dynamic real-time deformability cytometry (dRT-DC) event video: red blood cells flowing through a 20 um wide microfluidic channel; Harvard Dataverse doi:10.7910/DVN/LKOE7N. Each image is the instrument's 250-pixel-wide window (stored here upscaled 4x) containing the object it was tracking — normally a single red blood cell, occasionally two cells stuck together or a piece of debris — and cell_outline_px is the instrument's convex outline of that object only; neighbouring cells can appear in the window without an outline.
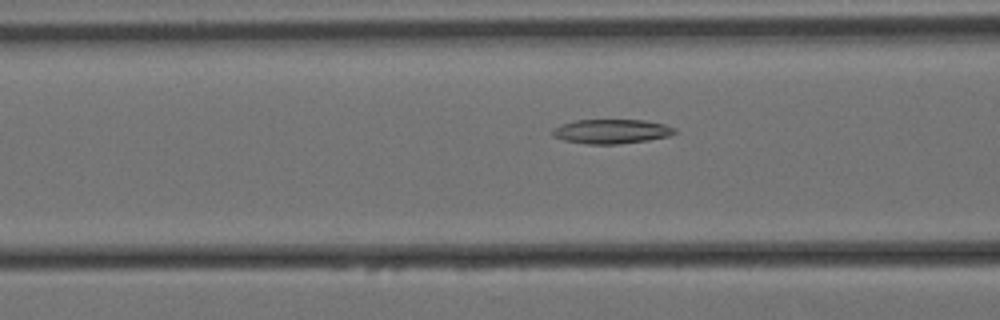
{"species": "Egyptian fruit bat (a non-hibernating species)", "species_latin": "Rousettus aegyptiacus", "temperature_condition": "cold", "stored_images_in_passage": 35, "camera_frame_rate_fps": 3000, "um_per_image_px": 0.085, "animal": {"sex": "female"}, "frame": {"image": 1, "passage_image": 10, "time_ms": 3.0, "image_size_px": [1000, 320], "cell_outline_px": [[676, 132], [668, 136], [648, 140], [616, 144], [588, 144], [564, 140], [552, 136], [552, 128], [560, 124], [576, 120], [644, 120], [664, 124], [676, 128]], "centroid_in_image_um": [51.94, 11.16], "position_along_channel_um": 114.7, "area_um2": 17.34}}
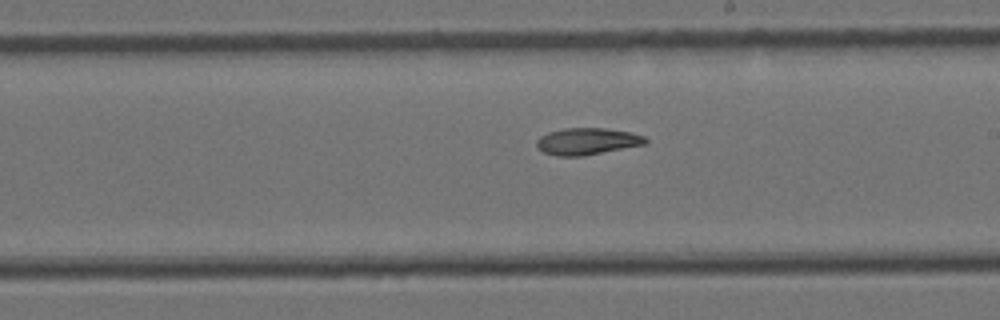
{"frame": {"image": 2, "passage_image": 21, "time_ms": 6.667, "image_size_px": [1000, 320], "cell_outline_px": [[648, 140], [644, 144], [584, 156], [556, 156], [544, 152], [536, 148], [536, 140], [540, 136], [548, 132], [564, 128], [608, 128], [628, 132], [644, 136]], "centroid_in_image_um": [49.85, 12.01], "position_along_channel_um": 239.1, "area_um2": 16.99}}
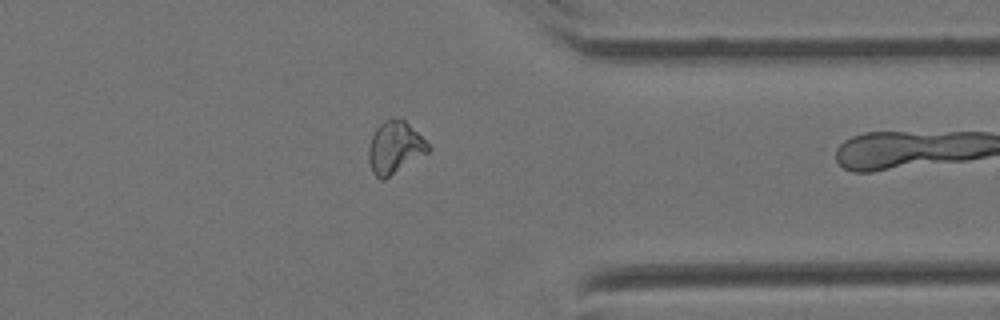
{"frame": {"image": 3, "passage_image": 34, "time_ms": 11.0, "image_size_px": [1000, 320], "cell_outline_px": [[432, 148], [428, 152], [384, 180], [380, 180], [372, 172], [368, 160], [368, 148], [372, 136], [376, 128], [384, 120], [392, 116], [404, 120]], "centroid_in_image_um": [33.53, 12.54], "position_along_channel_um": 377.9, "area_um2": 18.03}}